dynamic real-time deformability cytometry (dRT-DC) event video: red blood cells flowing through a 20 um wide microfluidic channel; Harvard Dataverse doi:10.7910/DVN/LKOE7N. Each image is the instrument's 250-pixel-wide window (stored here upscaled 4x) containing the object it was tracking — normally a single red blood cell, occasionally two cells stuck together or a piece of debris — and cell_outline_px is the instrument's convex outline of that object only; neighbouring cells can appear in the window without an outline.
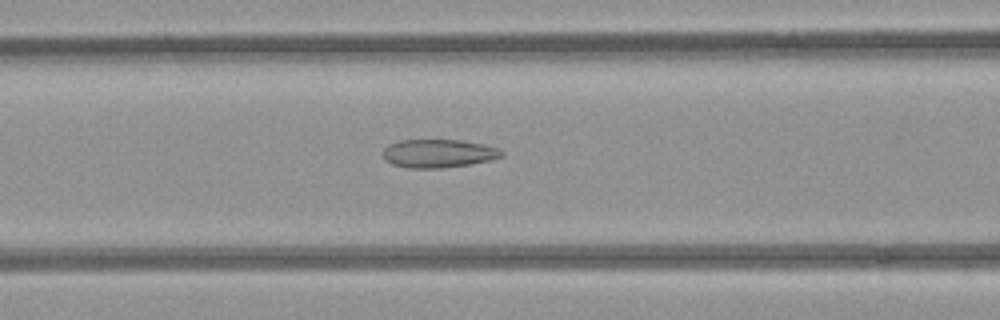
{"species": "common noctule bat (a hibernating species)", "species_latin": "Nyctalus noctula", "temperature_condition": "room temperature", "stored_images_in_passage": 49, "camera_frame_rate_fps": 3000, "um_per_image_px": 0.085, "animal": {"sex": "female", "body_mass_g": 21.9}, "frame": {"image": 1, "passage_image": 22, "time_ms": 7.0, "image_size_px": [1000, 320], "cell_outline_px": [[504, 156], [492, 160], [444, 168], [408, 168], [392, 164], [384, 160], [384, 148], [388, 144], [400, 140], [460, 140], [484, 144], [496, 148], [504, 152]], "centroid_in_image_um": [37.26, 13.04], "position_along_channel_um": 129.3, "area_um2": 19.65}}
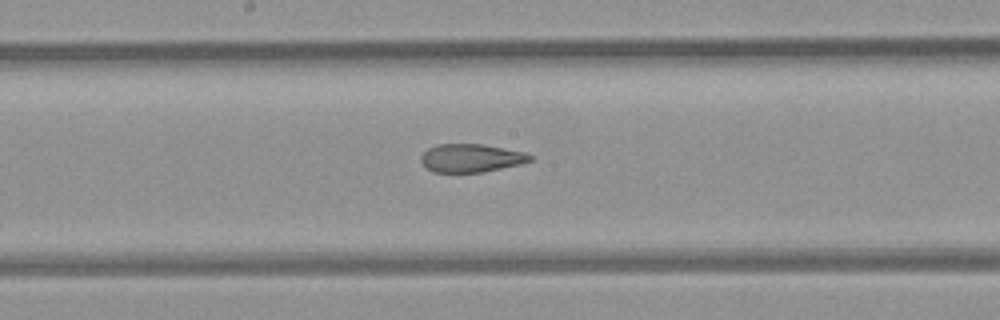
{"frame": {"image": 2, "passage_image": 28, "time_ms": 9.0, "image_size_px": [1000, 320], "cell_outline_px": [[532, 160], [520, 164], [480, 172], [432, 172], [420, 160], [420, 156], [428, 148], [436, 144], [480, 144], [524, 152], [532, 156]], "centroid_in_image_um": [40.0, 13.43], "position_along_channel_um": 208.2, "area_um2": 17.69}}
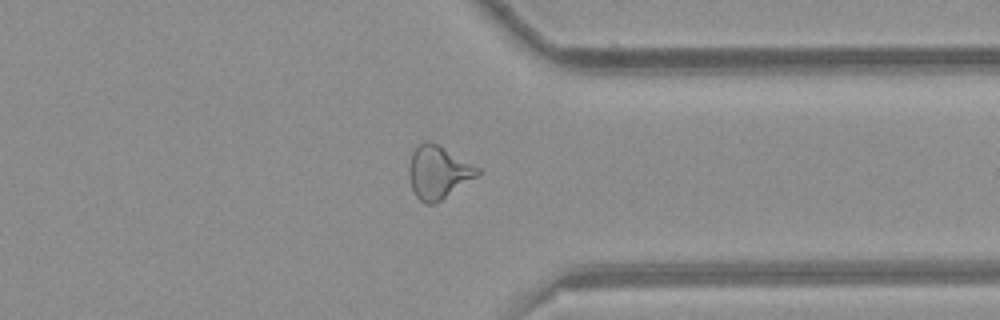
{"frame": {"image": 3, "passage_image": 41, "time_ms": 13.333, "image_size_px": [1000, 320], "cell_outline_px": [[480, 172], [476, 176], [440, 200], [432, 204], [424, 204], [416, 196], [412, 188], [408, 176], [408, 172], [412, 152], [424, 140], [428, 140], [436, 144], [480, 168]], "centroid_in_image_um": [37.21, 14.64], "position_along_channel_um": 374.2, "area_um2": 20.58}, "authors_computed_cell_mechanics": {"area_um2": 20.6346, "velocity_mm_per_s": 3.922, "shape_relaxation_time_tau1_ms": null, "shape_relaxation_time_tau2_ms": 2.2719, "deformation_change_tau1": null, "deformation_change_tau2": 0.1094}}